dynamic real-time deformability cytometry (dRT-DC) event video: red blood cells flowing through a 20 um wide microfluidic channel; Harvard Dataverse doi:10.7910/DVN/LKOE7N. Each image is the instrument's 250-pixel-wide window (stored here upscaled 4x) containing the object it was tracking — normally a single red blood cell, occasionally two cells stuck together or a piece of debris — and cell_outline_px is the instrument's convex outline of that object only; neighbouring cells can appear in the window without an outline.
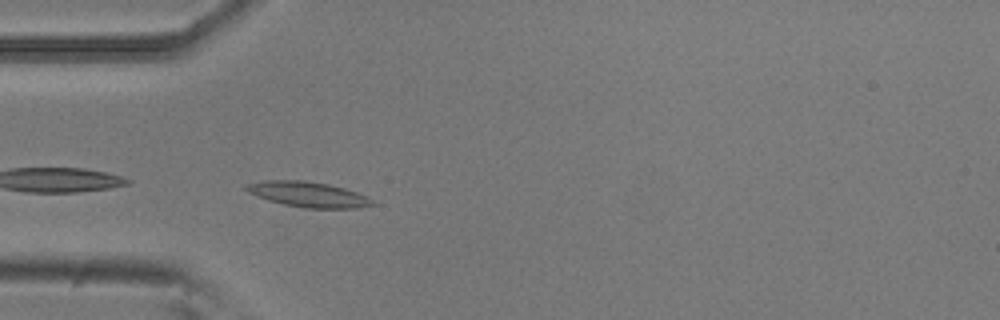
{"species": "common noctule bat (a hibernating species)", "species_latin": "Nyctalus noctula", "temperature_condition": "room temperature", "stored_images_in_passage": 38, "camera_frame_rate_fps": 3000, "um_per_image_px": 0.085, "animal": {"sex": "male", "body_mass_g": 20.5, "forearm_length_mm": 52.5}, "frame": {"image": 1, "passage_image": 1, "time_ms": 0.0, "image_size_px": [1000, 320], "cell_outline_px": [[376, 204], [356, 208], [304, 208], [284, 204], [268, 200], [248, 192], [244, 188], [248, 184], [264, 180], [304, 180], [328, 184], [344, 188], [356, 192], [372, 200]], "centroid_in_image_um": [26.18, 16.52], "position_along_channel_um": 58.8, "area_um2": 18.38}}
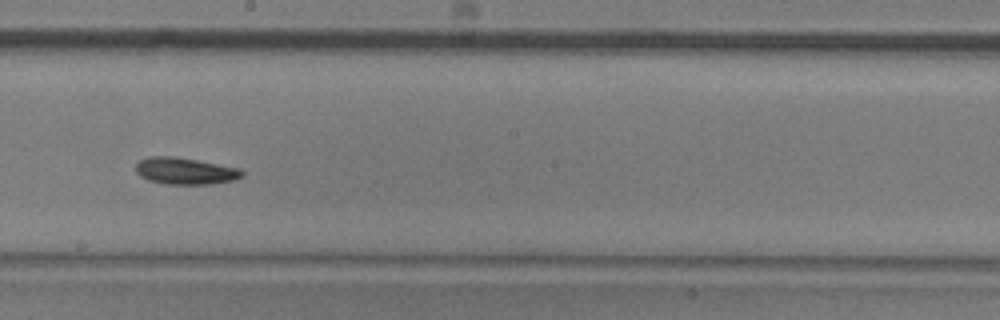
{"frame": {"image": 2, "passage_image": 15, "time_ms": 4.667, "image_size_px": [1000, 320], "cell_outline_px": [[244, 176], [232, 180], [212, 184], [164, 184], [148, 180], [140, 176], [136, 172], [136, 164], [140, 160], [148, 156], [172, 156], [196, 160], [240, 168], [244, 172]], "centroid_in_image_um": [15.73, 14.53], "position_along_channel_um": 232.5, "area_um2": 16.59}}
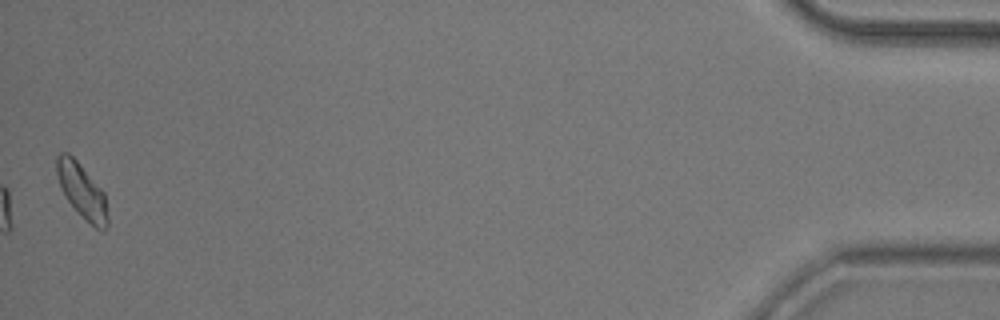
{"frame": {"image": 3, "passage_image": 38, "time_ms": 12.333, "image_size_px": [1000, 320], "cell_outline_px": [[108, 224], [104, 232], [96, 228], [84, 220], [68, 200], [60, 188], [56, 172], [56, 156], [60, 152], [68, 152], [76, 160], [104, 192], [108, 216]], "centroid_in_image_um": [6.96, 16.25], "position_along_channel_um": 428.2, "area_um2": 16.24}, "authors_computed_cell_mechanics": {"area_um2": 15.9528, "velocity_mm_per_s": 3.7756, "shape_relaxation_time_tau1_ms": 9.4877, "shape_relaxation_time_tau2_ms": null, "deformation_change_tau1": 0.1834, "deformation_change_tau2": null}}